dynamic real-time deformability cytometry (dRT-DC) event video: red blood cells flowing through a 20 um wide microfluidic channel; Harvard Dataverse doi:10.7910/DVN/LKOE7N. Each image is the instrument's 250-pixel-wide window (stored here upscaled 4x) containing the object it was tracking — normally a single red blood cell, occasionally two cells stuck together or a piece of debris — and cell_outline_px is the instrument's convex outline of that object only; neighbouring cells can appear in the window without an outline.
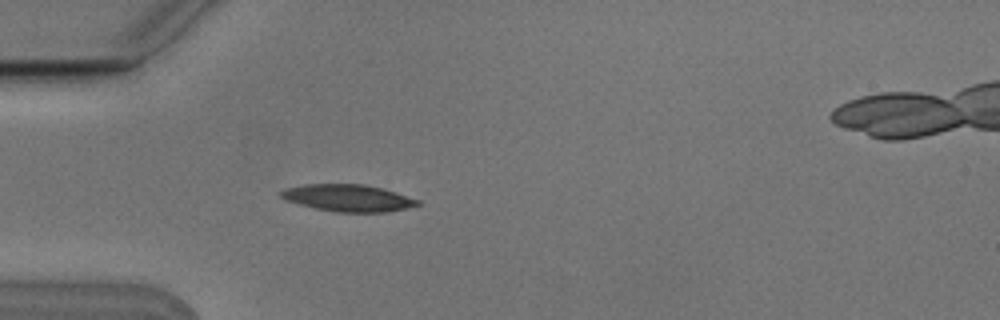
{"species": "Egyptian fruit bat (a non-hibernating species)", "species_latin": "Rousettus aegyptiacus", "temperature_condition": "cold", "stored_images_in_passage": 4, "camera_frame_rate_fps": 3000, "um_per_image_px": 0.085, "animal": {"sex": "male"}, "frame": {"image": 1, "passage_image": 4, "time_ms": 1.0, "image_size_px": [1000, 320], "cell_outline_px": [[420, 204], [388, 212], [336, 212], [316, 208], [284, 200], [280, 196], [280, 192], [284, 188], [304, 184], [364, 184], [384, 188], [420, 200]], "centroid_in_image_um": [29.57, 16.82], "position_along_channel_um": 55.4, "area_um2": 21.5}}